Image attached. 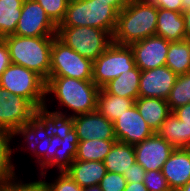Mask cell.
<instances>
[{"mask_svg":"<svg viewBox=\"0 0 190 191\" xmlns=\"http://www.w3.org/2000/svg\"><path fill=\"white\" fill-rule=\"evenodd\" d=\"M99 90L93 80L49 76L44 105L71 117L90 113L96 111Z\"/></svg>","mask_w":190,"mask_h":191,"instance_id":"cell-1","label":"cell"},{"mask_svg":"<svg viewBox=\"0 0 190 191\" xmlns=\"http://www.w3.org/2000/svg\"><path fill=\"white\" fill-rule=\"evenodd\" d=\"M158 7L144 0H129L118 14L112 41L118 45L134 42L156 35Z\"/></svg>","mask_w":190,"mask_h":191,"instance_id":"cell-2","label":"cell"},{"mask_svg":"<svg viewBox=\"0 0 190 191\" xmlns=\"http://www.w3.org/2000/svg\"><path fill=\"white\" fill-rule=\"evenodd\" d=\"M55 36L23 37L8 35L3 37L11 57V62L36 72L48 80L51 66V47Z\"/></svg>","mask_w":190,"mask_h":191,"instance_id":"cell-3","label":"cell"},{"mask_svg":"<svg viewBox=\"0 0 190 191\" xmlns=\"http://www.w3.org/2000/svg\"><path fill=\"white\" fill-rule=\"evenodd\" d=\"M119 12L109 2L69 0L63 21L57 27L88 26L114 33Z\"/></svg>","mask_w":190,"mask_h":191,"instance_id":"cell-4","label":"cell"},{"mask_svg":"<svg viewBox=\"0 0 190 191\" xmlns=\"http://www.w3.org/2000/svg\"><path fill=\"white\" fill-rule=\"evenodd\" d=\"M56 37L92 62L113 42L112 36L105 30L88 26L57 27Z\"/></svg>","mask_w":190,"mask_h":191,"instance_id":"cell-5","label":"cell"},{"mask_svg":"<svg viewBox=\"0 0 190 191\" xmlns=\"http://www.w3.org/2000/svg\"><path fill=\"white\" fill-rule=\"evenodd\" d=\"M0 86L9 93L28 99L36 108L46 99V81L36 72L11 63L0 76Z\"/></svg>","mask_w":190,"mask_h":191,"instance_id":"cell-6","label":"cell"},{"mask_svg":"<svg viewBox=\"0 0 190 191\" xmlns=\"http://www.w3.org/2000/svg\"><path fill=\"white\" fill-rule=\"evenodd\" d=\"M136 67L128 45L112 44L93 62L92 80L101 89L110 81Z\"/></svg>","mask_w":190,"mask_h":191,"instance_id":"cell-7","label":"cell"},{"mask_svg":"<svg viewBox=\"0 0 190 191\" xmlns=\"http://www.w3.org/2000/svg\"><path fill=\"white\" fill-rule=\"evenodd\" d=\"M36 107L26 98L0 86V129L18 137L33 124Z\"/></svg>","mask_w":190,"mask_h":191,"instance_id":"cell-8","label":"cell"},{"mask_svg":"<svg viewBox=\"0 0 190 191\" xmlns=\"http://www.w3.org/2000/svg\"><path fill=\"white\" fill-rule=\"evenodd\" d=\"M93 62L61 42L56 36L51 47L49 76L92 80Z\"/></svg>","mask_w":190,"mask_h":191,"instance_id":"cell-9","label":"cell"},{"mask_svg":"<svg viewBox=\"0 0 190 191\" xmlns=\"http://www.w3.org/2000/svg\"><path fill=\"white\" fill-rule=\"evenodd\" d=\"M19 152L28 153L38 175L53 159L58 149L57 136L43 135L33 124L19 136Z\"/></svg>","mask_w":190,"mask_h":191,"instance_id":"cell-10","label":"cell"},{"mask_svg":"<svg viewBox=\"0 0 190 191\" xmlns=\"http://www.w3.org/2000/svg\"><path fill=\"white\" fill-rule=\"evenodd\" d=\"M57 26L36 0H24L14 35L23 37L56 36Z\"/></svg>","mask_w":190,"mask_h":191,"instance_id":"cell-11","label":"cell"},{"mask_svg":"<svg viewBox=\"0 0 190 191\" xmlns=\"http://www.w3.org/2000/svg\"><path fill=\"white\" fill-rule=\"evenodd\" d=\"M170 42L160 36H151L130 44L136 66L149 70L166 64Z\"/></svg>","mask_w":190,"mask_h":191,"instance_id":"cell-12","label":"cell"},{"mask_svg":"<svg viewBox=\"0 0 190 191\" xmlns=\"http://www.w3.org/2000/svg\"><path fill=\"white\" fill-rule=\"evenodd\" d=\"M174 149L170 143L156 132L149 138L134 145L136 162L139 163L146 172L161 170Z\"/></svg>","mask_w":190,"mask_h":191,"instance_id":"cell-13","label":"cell"},{"mask_svg":"<svg viewBox=\"0 0 190 191\" xmlns=\"http://www.w3.org/2000/svg\"><path fill=\"white\" fill-rule=\"evenodd\" d=\"M117 141L135 145L149 138L154 132L138 112L135 104L113 122Z\"/></svg>","mask_w":190,"mask_h":191,"instance_id":"cell-14","label":"cell"},{"mask_svg":"<svg viewBox=\"0 0 190 191\" xmlns=\"http://www.w3.org/2000/svg\"><path fill=\"white\" fill-rule=\"evenodd\" d=\"M177 75L166 65L141 72L139 97L167 100Z\"/></svg>","mask_w":190,"mask_h":191,"instance_id":"cell-15","label":"cell"},{"mask_svg":"<svg viewBox=\"0 0 190 191\" xmlns=\"http://www.w3.org/2000/svg\"><path fill=\"white\" fill-rule=\"evenodd\" d=\"M74 129L79 141L85 140H116L113 122L100 112L93 111L73 117Z\"/></svg>","mask_w":190,"mask_h":191,"instance_id":"cell-16","label":"cell"},{"mask_svg":"<svg viewBox=\"0 0 190 191\" xmlns=\"http://www.w3.org/2000/svg\"><path fill=\"white\" fill-rule=\"evenodd\" d=\"M33 125L45 136H64L74 128L73 117L45 105L35 109Z\"/></svg>","mask_w":190,"mask_h":191,"instance_id":"cell-17","label":"cell"},{"mask_svg":"<svg viewBox=\"0 0 190 191\" xmlns=\"http://www.w3.org/2000/svg\"><path fill=\"white\" fill-rule=\"evenodd\" d=\"M172 191L190 181V148L174 149L161 169Z\"/></svg>","mask_w":190,"mask_h":191,"instance_id":"cell-18","label":"cell"},{"mask_svg":"<svg viewBox=\"0 0 190 191\" xmlns=\"http://www.w3.org/2000/svg\"><path fill=\"white\" fill-rule=\"evenodd\" d=\"M19 137L11 131L0 129V185L11 177L21 174L20 165L15 160L19 151Z\"/></svg>","mask_w":190,"mask_h":191,"instance_id":"cell-19","label":"cell"},{"mask_svg":"<svg viewBox=\"0 0 190 191\" xmlns=\"http://www.w3.org/2000/svg\"><path fill=\"white\" fill-rule=\"evenodd\" d=\"M78 143V135L74 128L67 135L57 136L58 149L55 151L54 159L39 174H47L52 170L65 172L75 160Z\"/></svg>","mask_w":190,"mask_h":191,"instance_id":"cell-20","label":"cell"},{"mask_svg":"<svg viewBox=\"0 0 190 191\" xmlns=\"http://www.w3.org/2000/svg\"><path fill=\"white\" fill-rule=\"evenodd\" d=\"M156 35L169 42L185 40V20L182 12L158 8Z\"/></svg>","mask_w":190,"mask_h":191,"instance_id":"cell-21","label":"cell"},{"mask_svg":"<svg viewBox=\"0 0 190 191\" xmlns=\"http://www.w3.org/2000/svg\"><path fill=\"white\" fill-rule=\"evenodd\" d=\"M65 172L84 188L99 185L107 170L103 161L74 160Z\"/></svg>","mask_w":190,"mask_h":191,"instance_id":"cell-22","label":"cell"},{"mask_svg":"<svg viewBox=\"0 0 190 191\" xmlns=\"http://www.w3.org/2000/svg\"><path fill=\"white\" fill-rule=\"evenodd\" d=\"M134 104L153 132H157L171 113L167 100L162 98L138 97Z\"/></svg>","mask_w":190,"mask_h":191,"instance_id":"cell-23","label":"cell"},{"mask_svg":"<svg viewBox=\"0 0 190 191\" xmlns=\"http://www.w3.org/2000/svg\"><path fill=\"white\" fill-rule=\"evenodd\" d=\"M175 149L190 148V126L171 112L156 132Z\"/></svg>","mask_w":190,"mask_h":191,"instance_id":"cell-24","label":"cell"},{"mask_svg":"<svg viewBox=\"0 0 190 191\" xmlns=\"http://www.w3.org/2000/svg\"><path fill=\"white\" fill-rule=\"evenodd\" d=\"M141 70L135 68L121 73L118 77L106 84L103 89L112 95L130 98L134 101L139 97V82Z\"/></svg>","mask_w":190,"mask_h":191,"instance_id":"cell-25","label":"cell"},{"mask_svg":"<svg viewBox=\"0 0 190 191\" xmlns=\"http://www.w3.org/2000/svg\"><path fill=\"white\" fill-rule=\"evenodd\" d=\"M103 162L107 172L124 175V172L136 162L134 145L116 141Z\"/></svg>","mask_w":190,"mask_h":191,"instance_id":"cell-26","label":"cell"},{"mask_svg":"<svg viewBox=\"0 0 190 191\" xmlns=\"http://www.w3.org/2000/svg\"><path fill=\"white\" fill-rule=\"evenodd\" d=\"M134 103L133 99L108 94L101 88L97 94L96 110L109 121L114 122Z\"/></svg>","mask_w":190,"mask_h":191,"instance_id":"cell-27","label":"cell"},{"mask_svg":"<svg viewBox=\"0 0 190 191\" xmlns=\"http://www.w3.org/2000/svg\"><path fill=\"white\" fill-rule=\"evenodd\" d=\"M165 65L177 76L190 72V40L170 42Z\"/></svg>","mask_w":190,"mask_h":191,"instance_id":"cell-28","label":"cell"},{"mask_svg":"<svg viewBox=\"0 0 190 191\" xmlns=\"http://www.w3.org/2000/svg\"><path fill=\"white\" fill-rule=\"evenodd\" d=\"M117 140H85L79 141L75 160L104 161Z\"/></svg>","mask_w":190,"mask_h":191,"instance_id":"cell-29","label":"cell"},{"mask_svg":"<svg viewBox=\"0 0 190 191\" xmlns=\"http://www.w3.org/2000/svg\"><path fill=\"white\" fill-rule=\"evenodd\" d=\"M24 0H0V38L15 33Z\"/></svg>","mask_w":190,"mask_h":191,"instance_id":"cell-30","label":"cell"},{"mask_svg":"<svg viewBox=\"0 0 190 191\" xmlns=\"http://www.w3.org/2000/svg\"><path fill=\"white\" fill-rule=\"evenodd\" d=\"M22 173L16 177L6 179L0 185V191H47V187L41 176L36 174V178ZM27 177V178H25ZM32 177V178H31Z\"/></svg>","mask_w":190,"mask_h":191,"instance_id":"cell-31","label":"cell"},{"mask_svg":"<svg viewBox=\"0 0 190 191\" xmlns=\"http://www.w3.org/2000/svg\"><path fill=\"white\" fill-rule=\"evenodd\" d=\"M167 103L171 112L190 103V72L177 76Z\"/></svg>","mask_w":190,"mask_h":191,"instance_id":"cell-32","label":"cell"},{"mask_svg":"<svg viewBox=\"0 0 190 191\" xmlns=\"http://www.w3.org/2000/svg\"><path fill=\"white\" fill-rule=\"evenodd\" d=\"M42 177L47 191H83L80 187L66 172H54L53 175L38 174ZM50 175V178H48ZM52 176V177H51Z\"/></svg>","mask_w":190,"mask_h":191,"instance_id":"cell-33","label":"cell"},{"mask_svg":"<svg viewBox=\"0 0 190 191\" xmlns=\"http://www.w3.org/2000/svg\"><path fill=\"white\" fill-rule=\"evenodd\" d=\"M45 10L47 16L56 25L63 21L69 0H36Z\"/></svg>","mask_w":190,"mask_h":191,"instance_id":"cell-34","label":"cell"},{"mask_svg":"<svg viewBox=\"0 0 190 191\" xmlns=\"http://www.w3.org/2000/svg\"><path fill=\"white\" fill-rule=\"evenodd\" d=\"M143 183L148 191H172L161 170L145 172Z\"/></svg>","mask_w":190,"mask_h":191,"instance_id":"cell-35","label":"cell"},{"mask_svg":"<svg viewBox=\"0 0 190 191\" xmlns=\"http://www.w3.org/2000/svg\"><path fill=\"white\" fill-rule=\"evenodd\" d=\"M127 181L119 173L107 172L99 183L102 191H124Z\"/></svg>","mask_w":190,"mask_h":191,"instance_id":"cell-36","label":"cell"},{"mask_svg":"<svg viewBox=\"0 0 190 191\" xmlns=\"http://www.w3.org/2000/svg\"><path fill=\"white\" fill-rule=\"evenodd\" d=\"M145 172V169L139 163L135 162L128 168V171L124 172L123 176L126 179L127 183L143 182Z\"/></svg>","mask_w":190,"mask_h":191,"instance_id":"cell-37","label":"cell"},{"mask_svg":"<svg viewBox=\"0 0 190 191\" xmlns=\"http://www.w3.org/2000/svg\"><path fill=\"white\" fill-rule=\"evenodd\" d=\"M155 4L158 8L170 11L183 12L182 0H144Z\"/></svg>","mask_w":190,"mask_h":191,"instance_id":"cell-38","label":"cell"},{"mask_svg":"<svg viewBox=\"0 0 190 191\" xmlns=\"http://www.w3.org/2000/svg\"><path fill=\"white\" fill-rule=\"evenodd\" d=\"M11 57L9 55V49L3 38H0V76L11 64Z\"/></svg>","mask_w":190,"mask_h":191,"instance_id":"cell-39","label":"cell"},{"mask_svg":"<svg viewBox=\"0 0 190 191\" xmlns=\"http://www.w3.org/2000/svg\"><path fill=\"white\" fill-rule=\"evenodd\" d=\"M180 121L190 126V103L181 106L173 111Z\"/></svg>","mask_w":190,"mask_h":191,"instance_id":"cell-40","label":"cell"},{"mask_svg":"<svg viewBox=\"0 0 190 191\" xmlns=\"http://www.w3.org/2000/svg\"><path fill=\"white\" fill-rule=\"evenodd\" d=\"M124 191H148L143 182L127 183Z\"/></svg>","mask_w":190,"mask_h":191,"instance_id":"cell-41","label":"cell"},{"mask_svg":"<svg viewBox=\"0 0 190 191\" xmlns=\"http://www.w3.org/2000/svg\"><path fill=\"white\" fill-rule=\"evenodd\" d=\"M102 2H109V4L114 7L119 13L127 5L129 0H97Z\"/></svg>","mask_w":190,"mask_h":191,"instance_id":"cell-42","label":"cell"},{"mask_svg":"<svg viewBox=\"0 0 190 191\" xmlns=\"http://www.w3.org/2000/svg\"><path fill=\"white\" fill-rule=\"evenodd\" d=\"M182 14L185 20L186 39L190 40V9L183 11Z\"/></svg>","mask_w":190,"mask_h":191,"instance_id":"cell-43","label":"cell"},{"mask_svg":"<svg viewBox=\"0 0 190 191\" xmlns=\"http://www.w3.org/2000/svg\"><path fill=\"white\" fill-rule=\"evenodd\" d=\"M83 191H102L99 185L84 187Z\"/></svg>","mask_w":190,"mask_h":191,"instance_id":"cell-44","label":"cell"},{"mask_svg":"<svg viewBox=\"0 0 190 191\" xmlns=\"http://www.w3.org/2000/svg\"><path fill=\"white\" fill-rule=\"evenodd\" d=\"M183 11L190 9V0H182Z\"/></svg>","mask_w":190,"mask_h":191,"instance_id":"cell-45","label":"cell"},{"mask_svg":"<svg viewBox=\"0 0 190 191\" xmlns=\"http://www.w3.org/2000/svg\"><path fill=\"white\" fill-rule=\"evenodd\" d=\"M176 191H190V181L183 187L177 189Z\"/></svg>","mask_w":190,"mask_h":191,"instance_id":"cell-46","label":"cell"}]
</instances>
